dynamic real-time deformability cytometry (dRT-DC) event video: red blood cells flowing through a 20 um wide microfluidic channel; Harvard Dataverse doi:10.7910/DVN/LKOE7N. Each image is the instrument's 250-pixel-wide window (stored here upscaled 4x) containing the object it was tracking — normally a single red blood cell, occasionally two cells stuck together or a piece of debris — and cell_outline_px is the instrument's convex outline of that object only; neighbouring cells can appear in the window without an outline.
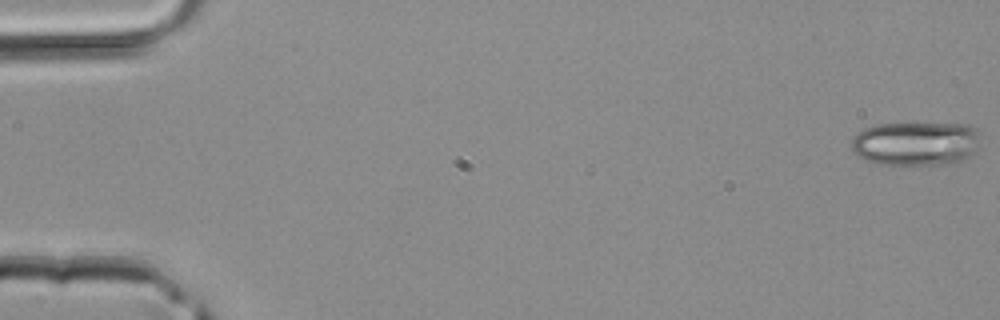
{"species": "common noctule bat (a hibernating species)", "species_latin": "Nyctalus noctula", "temperature_condition": "room temperature", "stored_images_in_passage": 44, "camera_frame_rate_fps": 3000, "um_per_image_px": 0.085, "animal": {"sex": "male", "body_mass_g": 20.4}, "frame": {"image": 1, "passage_image": 1, "time_ms": 0.0, "image_size_px": [1000, 320], "cell_outline_px": [[976, 148], [964, 160], [956, 164], [880, 164], [864, 160], [856, 156], [852, 152], [852, 140], [864, 128], [876, 124], [968, 124], [976, 128]], "centroid_in_image_um": [77.8, 12.21], "position_along_channel_um": 7.2, "area_um2": 32.83}}
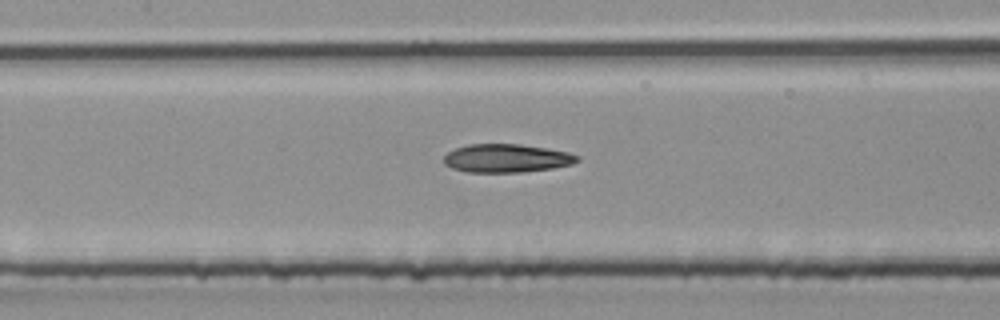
{"frame": {"image": 2, "passage_image": 21, "time_ms": 6.667, "image_size_px": [1000, 320], "cell_outline_px": [[580, 160], [572, 164], [552, 168], [524, 172], [468, 172], [452, 168], [444, 164], [444, 156], [448, 152], [456, 148], [468, 144], [520, 144], [548, 148], [568, 152], [580, 156]], "centroid_in_image_um": [43.08, 13.45], "position_along_channel_um": 164.3, "area_um2": 22.14}}
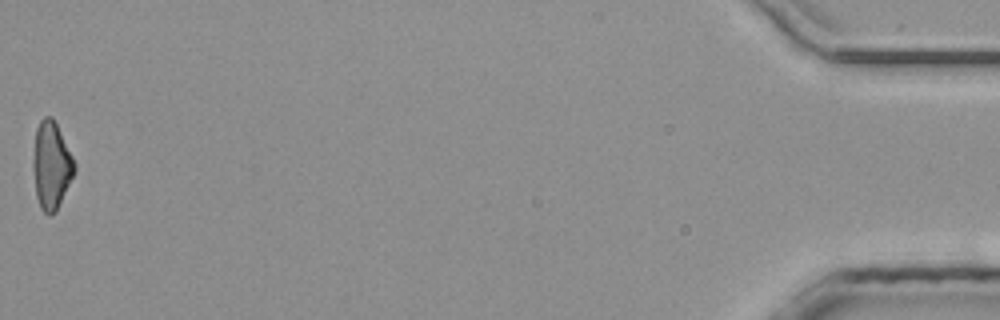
{"frame": {"image": 3, "passage_image": 44, "time_ms": 14.333, "image_size_px": [1000, 320], "cell_outline_px": [[76, 172], [56, 212], [52, 216], [48, 216], [40, 208], [36, 196], [32, 168], [32, 160], [36, 128], [40, 120], [44, 116], [52, 116], [76, 164]], "centroid_in_image_um": [4.35, 14.1], "position_along_channel_um": 430.8, "area_um2": 21.39}}